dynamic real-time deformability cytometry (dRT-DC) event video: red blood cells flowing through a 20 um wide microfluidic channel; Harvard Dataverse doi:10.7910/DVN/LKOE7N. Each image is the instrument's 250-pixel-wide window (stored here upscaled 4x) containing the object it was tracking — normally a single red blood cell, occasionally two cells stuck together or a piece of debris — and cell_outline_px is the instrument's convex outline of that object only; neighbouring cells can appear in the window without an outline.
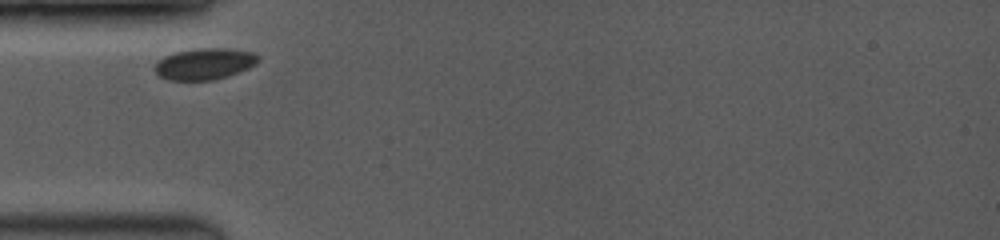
{"species": "common noctule bat (a hibernating species)", "species_latin": "Nyctalus noctula", "temperature_condition": "room temperature", "stored_images_in_passage": 16, "camera_frame_rate_fps": 3500, "um_per_image_px": 0.085, "animal": {"sex": "female", "body_mass_g": 19.0, "forearm_length_mm": 53.3}, "frame": {"image": 1, "passage_image": 1, "time_ms": 0.0, "image_size_px": [1000, 240], "cell_outline_px": [[260, 56], [256, 64], [248, 68], [228, 76], [212, 80], [168, 80], [160, 76], [152, 68], [164, 56], [176, 52], [192, 48], [224, 48], [256, 52]], "centroid_in_image_um": [17.4, 5.42], "position_along_channel_um": 67.6, "area_um2": 19.02}}
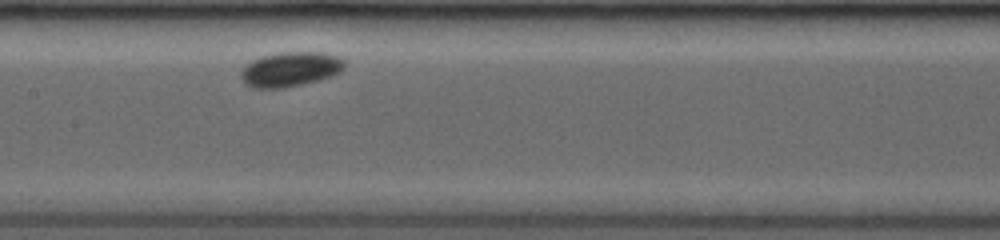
{"frame": {"image": 2, "passage_image": 10, "time_ms": 3.143, "image_size_px": [1000, 240], "cell_outline_px": [[344, 64], [332, 76], [320, 80], [284, 88], [252, 88], [244, 84], [240, 76], [240, 72], [252, 60], [260, 56], [280, 52], [320, 52], [336, 56], [344, 60]], "centroid_in_image_um": [24.61, 5.89], "position_along_channel_um": 182.8, "area_um2": 20.81}}
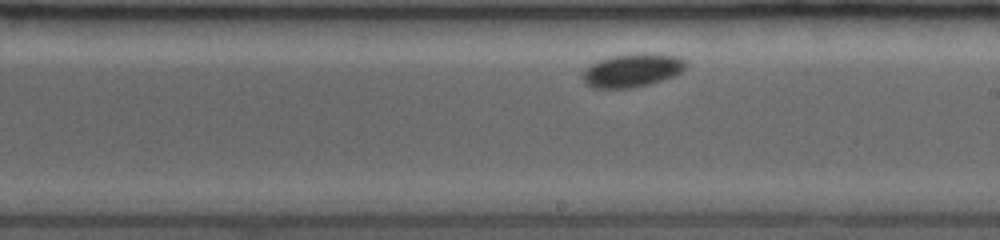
{"frame": {"image": 3, "passage_image": 14, "time_ms": 4.571, "image_size_px": [1000, 240], "cell_outline_px": [[688, 64], [680, 72], [672, 76], [652, 84], [632, 88], [592, 88], [584, 84], [580, 76], [592, 64], [600, 60], [612, 56], [636, 52], [648, 52], [680, 56], [688, 60]], "centroid_in_image_um": [53.77, 5.97], "position_along_channel_um": 235.2, "area_um2": 20.52}}